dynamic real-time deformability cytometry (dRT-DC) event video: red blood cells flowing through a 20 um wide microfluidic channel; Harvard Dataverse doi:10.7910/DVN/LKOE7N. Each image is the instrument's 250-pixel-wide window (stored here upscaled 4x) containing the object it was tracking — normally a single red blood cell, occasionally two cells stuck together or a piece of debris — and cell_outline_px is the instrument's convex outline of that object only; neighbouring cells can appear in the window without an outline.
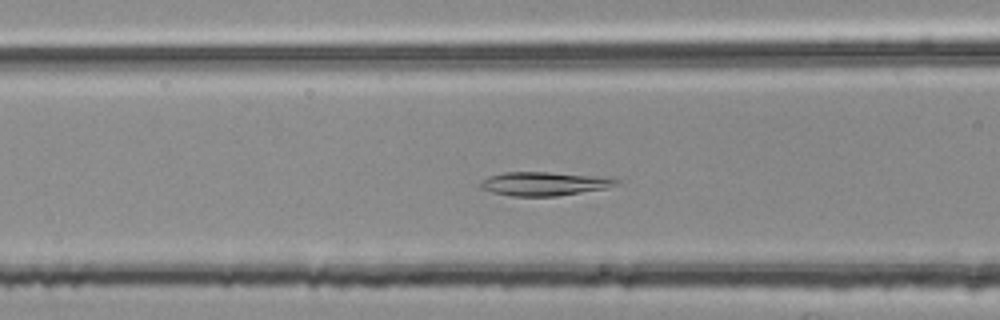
{"species": "common noctule bat (a hibernating species)", "species_latin": "Nyctalus noctula", "temperature_condition": "room temperature", "stored_images_in_passage": 49, "camera_frame_rate_fps": 3000, "um_per_image_px": 0.085, "animal": {"sex": "female", "body_mass_g": 25.1}, "frame": {"image": 1, "passage_image": 19, "time_ms": 6.0, "image_size_px": [1000, 320], "cell_outline_px": [[620, 180], [616, 184], [604, 188], [556, 196], [512, 196], [492, 192], [480, 188], [480, 180], [488, 176], [504, 172], [548, 172], [596, 176]], "centroid_in_image_um": [46.15, 15.61], "position_along_channel_um": 120.4, "area_um2": 18.5}}
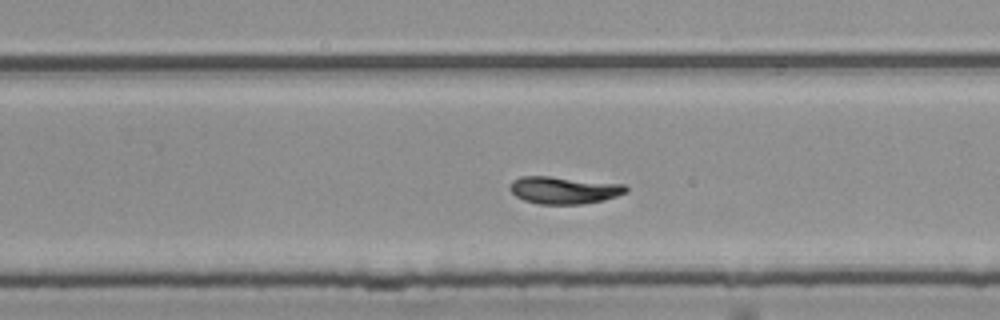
{"frame": {"image": 2, "passage_image": 32, "time_ms": 10.333, "image_size_px": [1000, 320], "cell_outline_px": [[628, 192], [604, 200], [580, 204], [540, 204], [524, 200], [516, 196], [508, 188], [512, 180], [520, 176], [548, 176], [624, 184], [628, 188]], "centroid_in_image_um": [47.92, 16.16], "position_along_channel_um": 281.9, "area_um2": 18.44}}
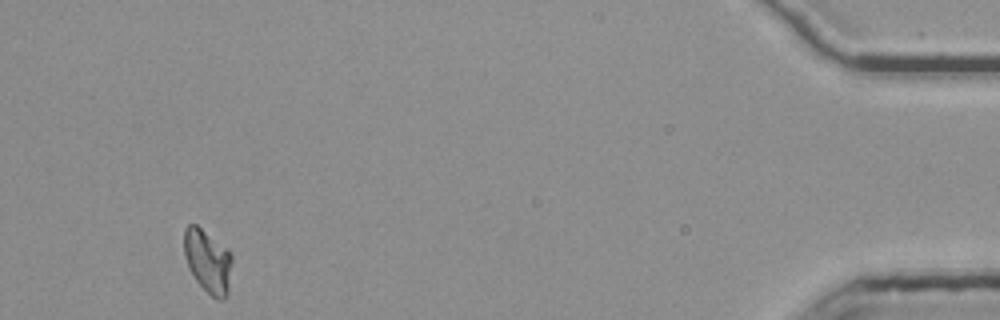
{"frame": {"image": 3, "passage_image": 49, "time_ms": 16.0, "image_size_px": [1000, 320], "cell_outline_px": [[232, 260], [228, 296], [224, 300], [216, 300], [196, 280], [188, 268], [184, 256], [184, 228], [188, 224], [196, 224], [228, 248], [232, 252]], "centroid_in_image_um": [17.68, 22.19], "position_along_channel_um": 417.5, "area_um2": 18.03}, "authors_computed_cell_mechanics": {"area_um2": 18.496, "velocity_mm_per_s": 3.738, "shape_relaxation_time_tau1_ms": 9.6002, "shape_relaxation_time_tau2_ms": null, "deformation_change_tau1": 0.2231, "deformation_change_tau2": null}}